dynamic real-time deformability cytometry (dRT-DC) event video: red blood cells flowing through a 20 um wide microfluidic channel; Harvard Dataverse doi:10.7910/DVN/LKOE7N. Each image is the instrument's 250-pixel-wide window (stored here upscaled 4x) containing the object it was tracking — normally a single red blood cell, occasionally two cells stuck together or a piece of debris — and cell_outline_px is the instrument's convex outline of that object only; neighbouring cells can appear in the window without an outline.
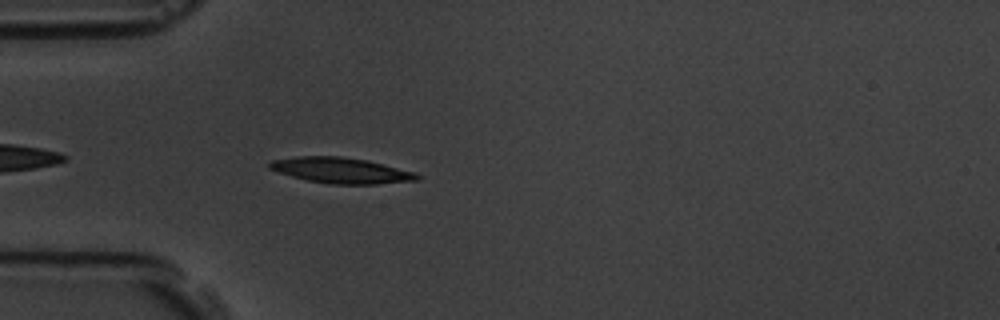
{"species": "common noctule bat (a hibernating species)", "species_latin": "Nyctalus noctula", "temperature_condition": "room temperature", "stored_images_in_passage": 44, "camera_frame_rate_fps": 3000, "um_per_image_px": 0.085, "animal": {"sex": "male", "body_mass_g": 19.5, "forearm_length_mm": 54.6}, "frame": {"image": 1, "passage_image": 3, "time_ms": 0.667, "image_size_px": [1000, 320], "cell_outline_px": [[420, 180], [376, 184], [328, 184], [308, 180], [292, 176], [268, 168], [268, 164], [272, 160], [296, 156], [340, 156], [368, 160], [416, 172], [420, 176]], "centroid_in_image_um": [29.03, 14.48], "position_along_channel_um": 56.0, "area_um2": 22.14}}
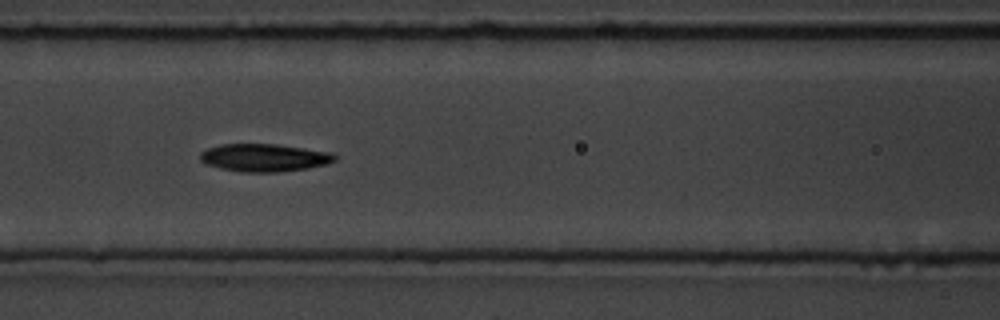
{"frame": {"image": 2, "passage_image": 11, "time_ms": 3.333, "image_size_px": [1000, 320], "cell_outline_px": [[336, 160], [328, 164], [308, 168], [276, 172], [240, 172], [220, 168], [208, 164], [200, 160], [200, 152], [208, 148], [220, 144], [276, 144], [332, 152], [336, 156]], "centroid_in_image_um": [22.48, 13.4], "position_along_channel_um": 144.1, "area_um2": 21.79}}
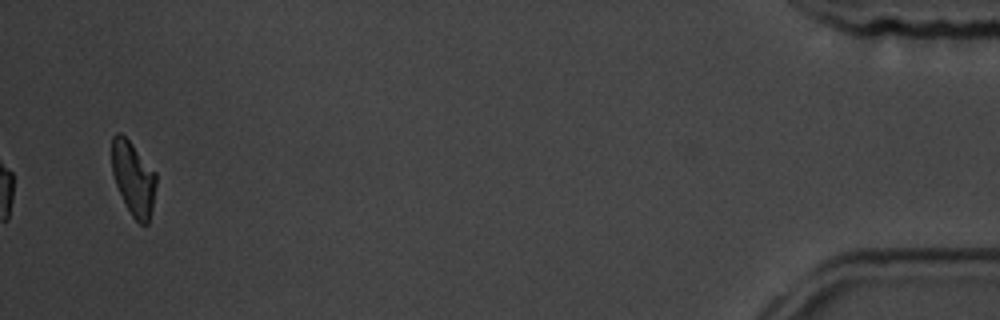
{"frame": {"image": 3, "passage_image": 42, "time_ms": 13.667, "image_size_px": [1000, 320], "cell_outline_px": [[156, 184], [152, 208], [148, 224], [140, 224], [132, 216], [116, 184], [112, 172], [112, 136], [116, 132], [120, 132], [132, 144], [156, 172]], "centroid_in_image_um": [11.34, 15.14], "position_along_channel_um": 423.9, "area_um2": 18.79}, "authors_computed_cell_mechanics": {"area_um2": 21.2126, "velocity_mm_per_s": 3.5271, "shape_relaxation_time_tau1_ms": 3.6241, "shape_relaxation_time_tau2_ms": 4.3755, "deformation_change_tau1": 0.1453, "deformation_change_tau2": 0.114}}